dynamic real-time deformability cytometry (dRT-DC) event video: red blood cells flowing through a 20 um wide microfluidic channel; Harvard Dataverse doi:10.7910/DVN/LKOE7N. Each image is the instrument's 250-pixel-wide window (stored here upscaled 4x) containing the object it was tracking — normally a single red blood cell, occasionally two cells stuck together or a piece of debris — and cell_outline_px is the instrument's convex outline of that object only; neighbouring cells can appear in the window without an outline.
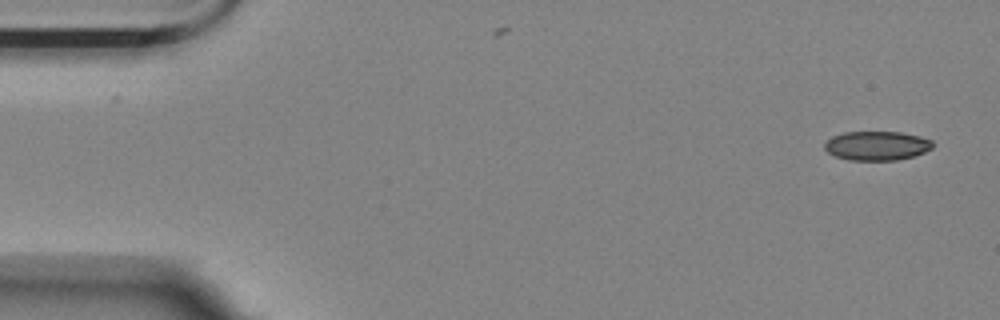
{"species": "Egyptian fruit bat (a non-hibernating species)", "species_latin": "Rousettus aegyptiacus", "temperature_condition": "room temperature", "stored_images_in_passage": 2, "camera_frame_rate_fps": 3000, "um_per_image_px": 0.085, "animal": {"sex": "female"}, "frame": {"image": 1, "passage_image": 2, "time_ms": 0.333, "image_size_px": [1000, 320], "cell_outline_px": [[932, 148], [924, 152], [912, 156], [896, 160], [848, 160], [836, 156], [828, 152], [824, 148], [824, 144], [832, 136], [844, 132], [900, 132], [920, 136], [932, 140]], "centroid_in_image_um": [74.52, 12.38], "position_along_channel_um": 10.5, "area_um2": 18.26}}